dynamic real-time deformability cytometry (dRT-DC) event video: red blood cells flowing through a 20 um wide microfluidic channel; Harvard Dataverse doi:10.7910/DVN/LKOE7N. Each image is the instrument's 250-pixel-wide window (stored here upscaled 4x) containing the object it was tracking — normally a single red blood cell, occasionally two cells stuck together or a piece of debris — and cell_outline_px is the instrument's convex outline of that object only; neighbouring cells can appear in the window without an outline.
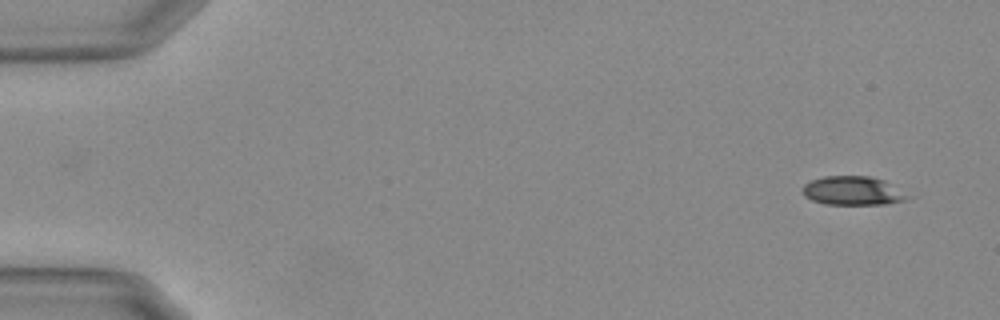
{"species": "Egyptian fruit bat (a non-hibernating species)", "species_latin": "Rousettus aegyptiacus", "temperature_condition": "warm", "stored_images_in_passage": 53, "camera_frame_rate_fps": 3000, "um_per_image_px": 0.085, "animal": {"sex": "female"}, "frame": {"image": 1, "passage_image": 1, "time_ms": 0.0, "image_size_px": [1000, 320], "cell_outline_px": [[912, 196], [904, 200], [884, 204], [824, 204], [812, 200], [804, 196], [800, 188], [804, 184], [812, 180], [824, 176], [872, 176], [884, 180]], "centroid_in_image_um": [72.46, 16.21], "position_along_channel_um": 12.5, "area_um2": 17.74}}
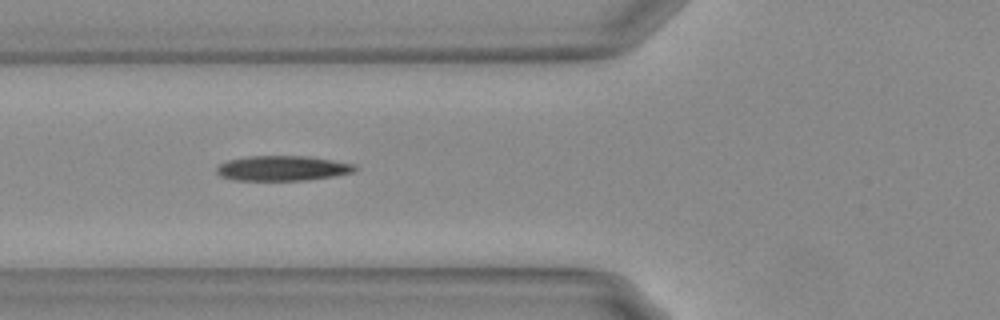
{"frame": {"image": 2, "passage_image": 19, "time_ms": 6.0, "image_size_px": [1000, 320], "cell_outline_px": [[356, 168], [352, 172], [332, 176], [308, 180], [236, 180], [220, 176], [216, 172], [216, 168], [220, 164], [228, 160], [248, 156], [308, 156], [332, 160], [352, 164]], "centroid_in_image_um": [23.96, 14.3], "position_along_channel_um": 101.8, "area_um2": 19.94}}
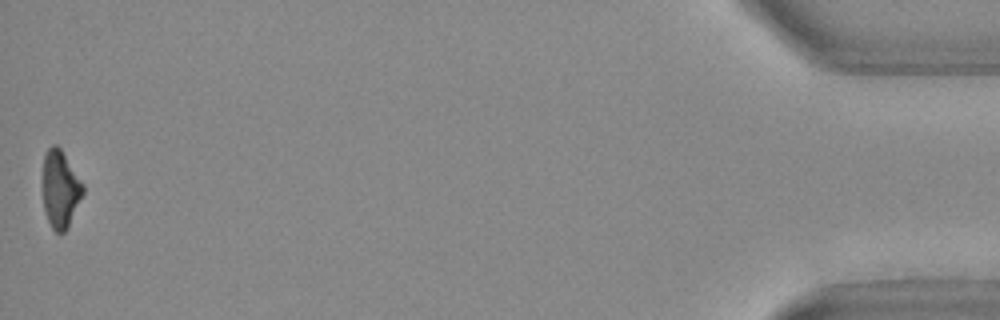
{"frame": {"image": 3, "passage_image": 53, "time_ms": 17.333, "image_size_px": [1000, 320], "cell_outline_px": [[84, 192], [68, 228], [64, 232], [56, 232], [52, 228], [48, 220], [44, 208], [44, 156], [48, 148], [52, 144], [56, 144], [60, 148], [84, 184]], "centroid_in_image_um": [5.15, 16.08], "position_along_channel_um": 430.0, "area_um2": 17.86}, "authors_computed_cell_mechanics": {"area_um2": 19.5364, "velocity_mm_per_s": 3.725, "shape_relaxation_time_tau1_ms": 9.2567, "shape_relaxation_time_tau2_ms": 6.5307, "deformation_change_tau1": 0.2548, "deformation_change_tau2": 0.174}}